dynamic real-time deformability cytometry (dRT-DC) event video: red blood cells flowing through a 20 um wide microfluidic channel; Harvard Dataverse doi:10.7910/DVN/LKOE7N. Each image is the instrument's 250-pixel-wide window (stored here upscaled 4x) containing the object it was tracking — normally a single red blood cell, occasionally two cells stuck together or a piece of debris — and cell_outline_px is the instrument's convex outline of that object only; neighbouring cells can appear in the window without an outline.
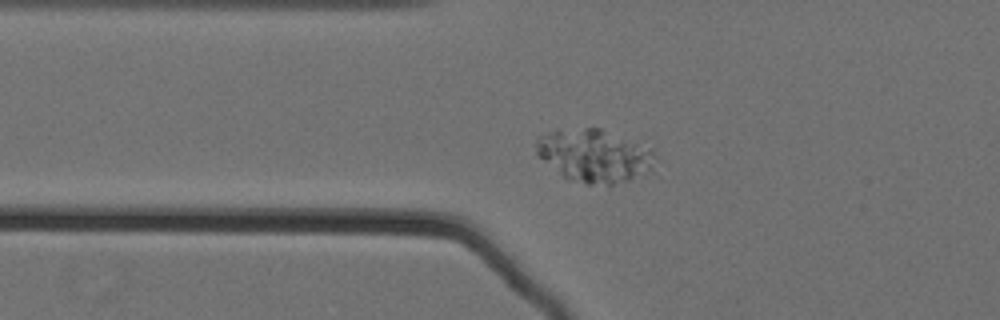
{"species": "Egyptian fruit bat (a non-hibernating species)", "species_latin": "Rousettus aegyptiacus", "temperature_condition": "cold", "stored_images_in_passage": 49, "camera_frame_rate_fps": 3000, "um_per_image_px": 0.085, "animal": {"sex": "female"}, "frame": {"image": 1, "passage_image": 11, "time_ms": 3.333, "image_size_px": [1000, 320], "cell_outline_px": [[656, 156], [652, 172], [628, 180], [612, 184], [588, 184], [564, 176], [536, 156], [536, 140], [544, 132], [556, 128], [600, 128], [652, 148]], "centroid_in_image_um": [50.52, 13.2], "position_along_channel_um": 75.3, "area_um2": 36.93}}
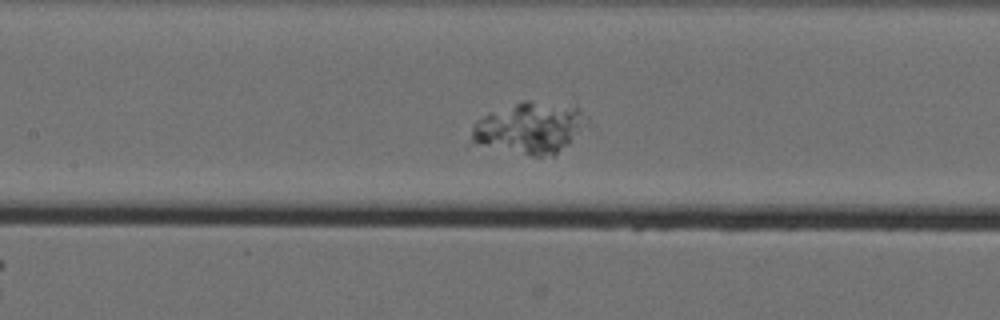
{"frame": {"image": 2, "passage_image": 19, "time_ms": 6.0, "image_size_px": [1000, 320], "cell_outline_px": [[588, 120], [568, 144], [556, 156], [532, 156], [484, 144], [472, 140], [472, 124], [480, 116], [488, 112], [524, 100], [528, 100], [576, 108]], "centroid_in_image_um": [44.99, 10.87], "position_along_channel_um": 162.4, "area_um2": 33.52}}
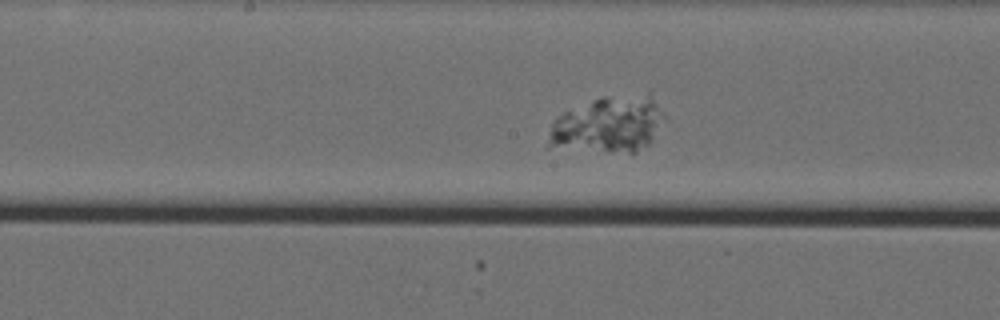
{"frame": {"image": 3, "passage_image": 22, "time_ms": 7.0, "image_size_px": [1000, 320], "cell_outline_px": [[664, 116], [652, 140], [648, 144], [632, 156], [544, 148], [552, 124], [556, 116], [564, 112], [592, 100], [604, 96], [648, 92]], "centroid_in_image_um": [51.64, 10.66], "position_along_channel_um": 196.6, "area_um2": 39.42}}